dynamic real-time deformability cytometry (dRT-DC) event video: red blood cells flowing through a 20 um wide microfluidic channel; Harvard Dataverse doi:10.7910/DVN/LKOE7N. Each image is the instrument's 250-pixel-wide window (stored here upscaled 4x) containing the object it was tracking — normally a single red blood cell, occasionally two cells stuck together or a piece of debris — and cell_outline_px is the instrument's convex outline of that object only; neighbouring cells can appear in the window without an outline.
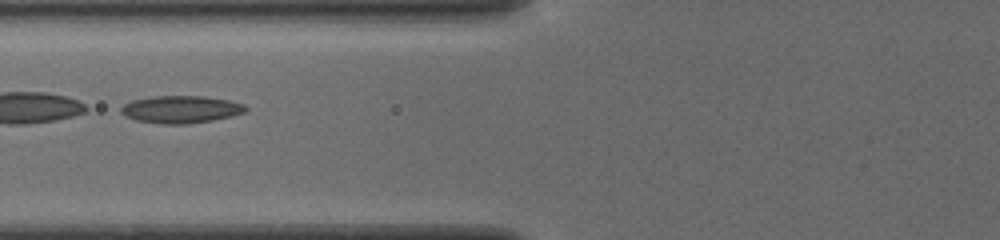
{"species": "common noctule bat (a hibernating species)", "species_latin": "Nyctalus noctula", "temperature_condition": "cold", "stored_images_in_passage": 43, "camera_frame_rate_fps": 3000, "um_per_image_px": 0.085, "animal": {"sex": "female", "body_mass_g": 19.5, "forearm_length_mm": 54.1}, "frame": {"image": 1, "passage_image": 13, "time_ms": 4.0, "image_size_px": [1000, 240], "cell_outline_px": [[248, 108], [244, 112], [232, 116], [212, 120], [188, 124], [164, 124], [136, 120], [124, 116], [120, 112], [120, 108], [124, 104], [132, 100], [156, 96], [204, 96], [228, 100], [244, 104]], "centroid_in_image_um": [15.36, 9.3], "position_along_channel_um": 110.4, "area_um2": 19.88}, "authors_computed_cell_mechanics": {"area_um2": 19.2474, "velocity_mm_per_s": 3.8797, "shape_relaxation_time_tau1_ms": 9.9148, "shape_relaxation_time_tau2_ms": 2.6522, "deformation_change_tau1": 0.2087, "deformation_change_tau2": 0.0976}}